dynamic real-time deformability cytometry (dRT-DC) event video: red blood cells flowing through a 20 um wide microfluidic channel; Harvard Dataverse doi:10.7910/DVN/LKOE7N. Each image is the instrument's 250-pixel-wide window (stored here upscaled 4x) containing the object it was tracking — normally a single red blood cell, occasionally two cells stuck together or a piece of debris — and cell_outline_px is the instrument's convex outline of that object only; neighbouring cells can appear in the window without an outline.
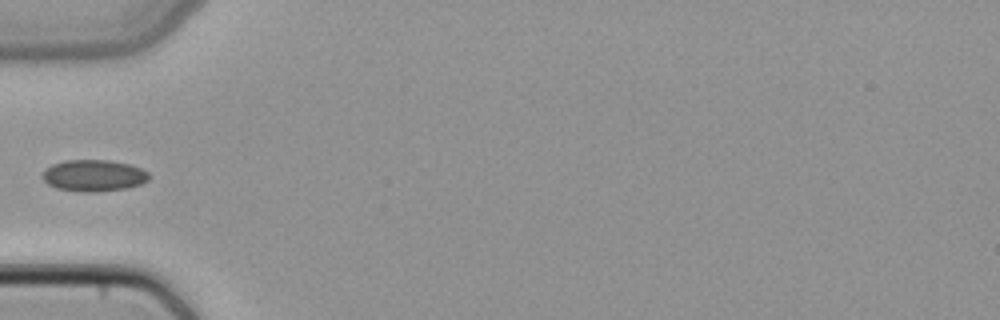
{"species": "common noctule bat (a hibernating species)", "species_latin": "Nyctalus noctula", "temperature_condition": "cold", "stored_images_in_passage": 4, "camera_frame_rate_fps": 3000, "um_per_image_px": 0.085, "animal": {"sex": "female", "body_mass_g": 22.7, "forearm_length_mm": 54.2}, "frame": {"image": 1, "passage_image": 4, "time_ms": 1.0, "image_size_px": [1000, 320], "cell_outline_px": [[148, 180], [140, 184], [124, 188], [92, 192], [88, 192], [56, 188], [48, 184], [40, 176], [52, 164], [64, 160], [108, 160], [128, 164], [140, 168], [148, 172]], "centroid_in_image_um": [7.94, 14.91], "position_along_channel_um": 77.1, "area_um2": 19.31}}